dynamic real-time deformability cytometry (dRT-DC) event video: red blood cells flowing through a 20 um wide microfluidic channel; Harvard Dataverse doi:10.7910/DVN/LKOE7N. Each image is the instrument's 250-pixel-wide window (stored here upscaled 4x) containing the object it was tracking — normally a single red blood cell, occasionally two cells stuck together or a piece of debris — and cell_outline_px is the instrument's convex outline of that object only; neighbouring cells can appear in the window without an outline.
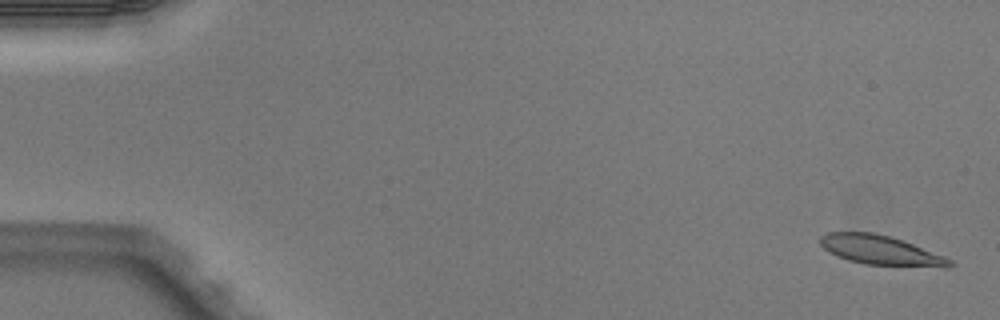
{"species": "Egyptian fruit bat (a non-hibernating species)", "species_latin": "Rousettus aegyptiacus", "temperature_condition": "warm", "stored_images_in_passage": 5, "camera_frame_rate_fps": 3000, "um_per_image_px": 0.085, "animal": {"sex": "male"}, "frame": {"image": 1, "passage_image": 1, "time_ms": 0.0, "image_size_px": [1000, 320], "cell_outline_px": [[956, 264], [948, 268], [944, 268], [864, 264], [848, 260], [828, 252], [820, 244], [820, 236], [828, 232], [872, 232], [892, 236], [944, 256], [952, 260]], "centroid_in_image_um": [74.9, 21.28], "position_along_channel_um": 10.1, "area_um2": 22.48}}
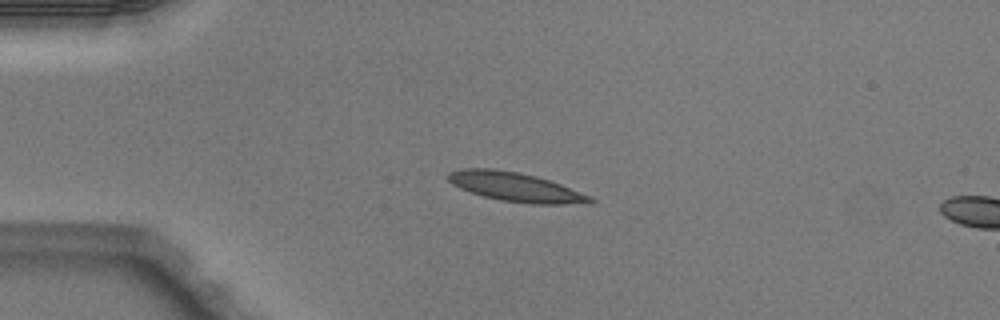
{"frame": {"image": 2, "passage_image": 4, "time_ms": 1.0, "image_size_px": [1000, 320], "cell_outline_px": [[596, 200], [592, 204], [532, 204], [500, 200], [484, 196], [460, 188], [452, 184], [448, 180], [448, 172], [464, 168], [492, 168], [516, 172], [536, 176], [560, 184], [592, 196]], "centroid_in_image_um": [43.87, 15.9], "position_along_channel_um": 41.1, "area_um2": 24.04}}